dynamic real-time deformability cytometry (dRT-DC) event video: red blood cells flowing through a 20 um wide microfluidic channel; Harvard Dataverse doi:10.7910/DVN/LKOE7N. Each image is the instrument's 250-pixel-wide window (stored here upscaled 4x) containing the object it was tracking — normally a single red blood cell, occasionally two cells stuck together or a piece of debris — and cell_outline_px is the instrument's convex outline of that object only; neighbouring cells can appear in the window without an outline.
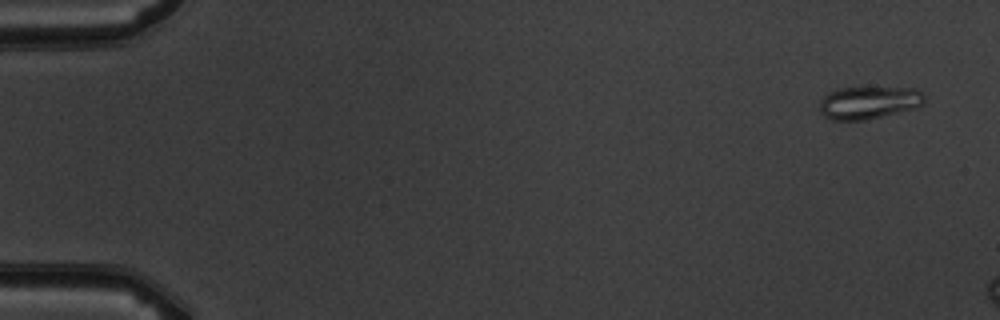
{"species": "common noctule bat (a hibernating species)", "species_latin": "Nyctalus noctula", "temperature_condition": "warm", "stored_images_in_passage": 3, "camera_frame_rate_fps": 3000, "um_per_image_px": 0.085, "animal": {"sex": "male", "body_mass_g": 19.5, "forearm_length_mm": 54.6}, "frame": {"image": 1, "passage_image": 1, "time_ms": 0.0, "image_size_px": [1000, 320], "cell_outline_px": [[924, 100], [916, 108], [864, 120], [832, 120], [824, 116], [820, 112], [820, 100], [828, 92], [840, 88], [916, 88], [924, 92]], "centroid_in_image_um": [73.83, 8.72], "position_along_channel_um": 11.2, "area_um2": 19.83}}